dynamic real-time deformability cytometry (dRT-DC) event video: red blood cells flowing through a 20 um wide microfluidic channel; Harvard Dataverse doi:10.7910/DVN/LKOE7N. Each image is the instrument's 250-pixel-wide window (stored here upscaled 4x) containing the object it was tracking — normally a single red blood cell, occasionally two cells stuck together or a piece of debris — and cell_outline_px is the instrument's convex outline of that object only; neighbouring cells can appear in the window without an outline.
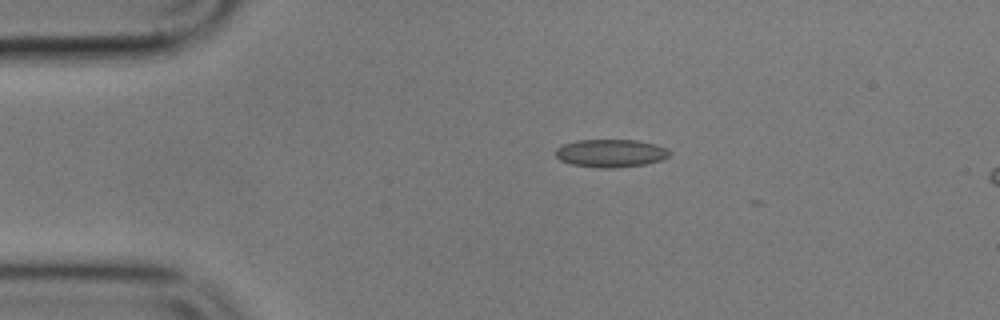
{"species": "common noctule bat (a hibernating species)", "species_latin": "Nyctalus noctula", "temperature_condition": "cold", "stored_images_in_passage": 2, "camera_frame_rate_fps": 3000, "um_per_image_px": 0.085, "animal": {"sex": "male", "body_mass_g": 17.9}, "frame": {"image": 1, "passage_image": 1, "time_ms": 0.0, "image_size_px": [1000, 320], "cell_outline_px": [[672, 152], [668, 156], [660, 160], [644, 164], [616, 168], [596, 168], [572, 164], [560, 160], [556, 156], [556, 148], [564, 144], [576, 140], [636, 140], [656, 144], [668, 148]], "centroid_in_image_um": [51.92, 13.02], "position_along_channel_um": 33.1, "area_um2": 18.61}}